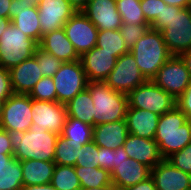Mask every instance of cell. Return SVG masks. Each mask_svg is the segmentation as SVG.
<instances>
[{
	"mask_svg": "<svg viewBox=\"0 0 191 190\" xmlns=\"http://www.w3.org/2000/svg\"><path fill=\"white\" fill-rule=\"evenodd\" d=\"M9 72L12 92L18 94H30L34 86L43 78L34 56L12 67Z\"/></svg>",
	"mask_w": 191,
	"mask_h": 190,
	"instance_id": "44dd1931",
	"label": "cell"
},
{
	"mask_svg": "<svg viewBox=\"0 0 191 190\" xmlns=\"http://www.w3.org/2000/svg\"><path fill=\"white\" fill-rule=\"evenodd\" d=\"M13 158V154H1L0 153V171L6 165L8 161Z\"/></svg>",
	"mask_w": 191,
	"mask_h": 190,
	"instance_id": "816d5d0a",
	"label": "cell"
},
{
	"mask_svg": "<svg viewBox=\"0 0 191 190\" xmlns=\"http://www.w3.org/2000/svg\"><path fill=\"white\" fill-rule=\"evenodd\" d=\"M14 138L15 136L13 134L0 127L1 154H14Z\"/></svg>",
	"mask_w": 191,
	"mask_h": 190,
	"instance_id": "7bdbcfd3",
	"label": "cell"
},
{
	"mask_svg": "<svg viewBox=\"0 0 191 190\" xmlns=\"http://www.w3.org/2000/svg\"><path fill=\"white\" fill-rule=\"evenodd\" d=\"M34 57L41 69L42 77H53L64 63L54 55L43 51L40 47L34 53Z\"/></svg>",
	"mask_w": 191,
	"mask_h": 190,
	"instance_id": "836d02e7",
	"label": "cell"
},
{
	"mask_svg": "<svg viewBox=\"0 0 191 190\" xmlns=\"http://www.w3.org/2000/svg\"><path fill=\"white\" fill-rule=\"evenodd\" d=\"M10 24H11L10 18L0 17V38L4 33L5 29H7L10 26Z\"/></svg>",
	"mask_w": 191,
	"mask_h": 190,
	"instance_id": "f907efd6",
	"label": "cell"
},
{
	"mask_svg": "<svg viewBox=\"0 0 191 190\" xmlns=\"http://www.w3.org/2000/svg\"><path fill=\"white\" fill-rule=\"evenodd\" d=\"M123 148L129 158L135 159L151 169L163 160L158 144L154 139L142 138L128 133Z\"/></svg>",
	"mask_w": 191,
	"mask_h": 190,
	"instance_id": "ffe728a7",
	"label": "cell"
},
{
	"mask_svg": "<svg viewBox=\"0 0 191 190\" xmlns=\"http://www.w3.org/2000/svg\"><path fill=\"white\" fill-rule=\"evenodd\" d=\"M76 11H82L89 0H67Z\"/></svg>",
	"mask_w": 191,
	"mask_h": 190,
	"instance_id": "7dc6e473",
	"label": "cell"
},
{
	"mask_svg": "<svg viewBox=\"0 0 191 190\" xmlns=\"http://www.w3.org/2000/svg\"><path fill=\"white\" fill-rule=\"evenodd\" d=\"M112 185L126 188L151 177V168L129 158L123 146L115 150V163L109 171Z\"/></svg>",
	"mask_w": 191,
	"mask_h": 190,
	"instance_id": "30bf717a",
	"label": "cell"
},
{
	"mask_svg": "<svg viewBox=\"0 0 191 190\" xmlns=\"http://www.w3.org/2000/svg\"><path fill=\"white\" fill-rule=\"evenodd\" d=\"M37 9L40 21V41L44 34L62 29L77 12L67 0H41Z\"/></svg>",
	"mask_w": 191,
	"mask_h": 190,
	"instance_id": "5bb4252c",
	"label": "cell"
},
{
	"mask_svg": "<svg viewBox=\"0 0 191 190\" xmlns=\"http://www.w3.org/2000/svg\"><path fill=\"white\" fill-rule=\"evenodd\" d=\"M87 89L94 103V126L125 120L127 94L114 91L105 81L88 82Z\"/></svg>",
	"mask_w": 191,
	"mask_h": 190,
	"instance_id": "277c9868",
	"label": "cell"
},
{
	"mask_svg": "<svg viewBox=\"0 0 191 190\" xmlns=\"http://www.w3.org/2000/svg\"><path fill=\"white\" fill-rule=\"evenodd\" d=\"M81 190H111V186H104L99 188H81Z\"/></svg>",
	"mask_w": 191,
	"mask_h": 190,
	"instance_id": "f5cc1de1",
	"label": "cell"
},
{
	"mask_svg": "<svg viewBox=\"0 0 191 190\" xmlns=\"http://www.w3.org/2000/svg\"><path fill=\"white\" fill-rule=\"evenodd\" d=\"M157 190H191V175L163 159L151 169Z\"/></svg>",
	"mask_w": 191,
	"mask_h": 190,
	"instance_id": "ac0fdd59",
	"label": "cell"
},
{
	"mask_svg": "<svg viewBox=\"0 0 191 190\" xmlns=\"http://www.w3.org/2000/svg\"><path fill=\"white\" fill-rule=\"evenodd\" d=\"M52 79L56 88L57 102L65 105L88 85L80 60L64 62Z\"/></svg>",
	"mask_w": 191,
	"mask_h": 190,
	"instance_id": "9c48e42d",
	"label": "cell"
},
{
	"mask_svg": "<svg viewBox=\"0 0 191 190\" xmlns=\"http://www.w3.org/2000/svg\"><path fill=\"white\" fill-rule=\"evenodd\" d=\"M152 81L177 100L186 90L191 76L182 58L171 56Z\"/></svg>",
	"mask_w": 191,
	"mask_h": 190,
	"instance_id": "8fae6325",
	"label": "cell"
},
{
	"mask_svg": "<svg viewBox=\"0 0 191 190\" xmlns=\"http://www.w3.org/2000/svg\"><path fill=\"white\" fill-rule=\"evenodd\" d=\"M159 117L151 111L128 106L125 116L128 133L142 138L154 139Z\"/></svg>",
	"mask_w": 191,
	"mask_h": 190,
	"instance_id": "7402d4cb",
	"label": "cell"
},
{
	"mask_svg": "<svg viewBox=\"0 0 191 190\" xmlns=\"http://www.w3.org/2000/svg\"><path fill=\"white\" fill-rule=\"evenodd\" d=\"M23 185L49 184L55 167L54 161H21Z\"/></svg>",
	"mask_w": 191,
	"mask_h": 190,
	"instance_id": "d4e9b609",
	"label": "cell"
},
{
	"mask_svg": "<svg viewBox=\"0 0 191 190\" xmlns=\"http://www.w3.org/2000/svg\"><path fill=\"white\" fill-rule=\"evenodd\" d=\"M26 1H28V3L33 7V6H38L41 0H26Z\"/></svg>",
	"mask_w": 191,
	"mask_h": 190,
	"instance_id": "db71d44e",
	"label": "cell"
},
{
	"mask_svg": "<svg viewBox=\"0 0 191 190\" xmlns=\"http://www.w3.org/2000/svg\"><path fill=\"white\" fill-rule=\"evenodd\" d=\"M77 150L70 143H66L65 137L58 135L54 154L55 164L74 167L77 160Z\"/></svg>",
	"mask_w": 191,
	"mask_h": 190,
	"instance_id": "d6a6232c",
	"label": "cell"
},
{
	"mask_svg": "<svg viewBox=\"0 0 191 190\" xmlns=\"http://www.w3.org/2000/svg\"><path fill=\"white\" fill-rule=\"evenodd\" d=\"M141 0H116L117 10L123 24H149L140 7Z\"/></svg>",
	"mask_w": 191,
	"mask_h": 190,
	"instance_id": "1f68e13d",
	"label": "cell"
},
{
	"mask_svg": "<svg viewBox=\"0 0 191 190\" xmlns=\"http://www.w3.org/2000/svg\"><path fill=\"white\" fill-rule=\"evenodd\" d=\"M22 186L21 161L13 157L0 171V190H19Z\"/></svg>",
	"mask_w": 191,
	"mask_h": 190,
	"instance_id": "4dcf8cb0",
	"label": "cell"
},
{
	"mask_svg": "<svg viewBox=\"0 0 191 190\" xmlns=\"http://www.w3.org/2000/svg\"><path fill=\"white\" fill-rule=\"evenodd\" d=\"M12 0H0V17L9 18L10 3Z\"/></svg>",
	"mask_w": 191,
	"mask_h": 190,
	"instance_id": "bcb514c9",
	"label": "cell"
},
{
	"mask_svg": "<svg viewBox=\"0 0 191 190\" xmlns=\"http://www.w3.org/2000/svg\"><path fill=\"white\" fill-rule=\"evenodd\" d=\"M127 135L125 120L93 126V142L99 147L116 150L123 146Z\"/></svg>",
	"mask_w": 191,
	"mask_h": 190,
	"instance_id": "cb8c5ba5",
	"label": "cell"
},
{
	"mask_svg": "<svg viewBox=\"0 0 191 190\" xmlns=\"http://www.w3.org/2000/svg\"><path fill=\"white\" fill-rule=\"evenodd\" d=\"M188 10H189V13H190V16H191V1H190V3L188 4Z\"/></svg>",
	"mask_w": 191,
	"mask_h": 190,
	"instance_id": "9f6ffc18",
	"label": "cell"
},
{
	"mask_svg": "<svg viewBox=\"0 0 191 190\" xmlns=\"http://www.w3.org/2000/svg\"><path fill=\"white\" fill-rule=\"evenodd\" d=\"M191 76V50L180 55Z\"/></svg>",
	"mask_w": 191,
	"mask_h": 190,
	"instance_id": "681fc988",
	"label": "cell"
},
{
	"mask_svg": "<svg viewBox=\"0 0 191 190\" xmlns=\"http://www.w3.org/2000/svg\"><path fill=\"white\" fill-rule=\"evenodd\" d=\"M163 6H167L162 0H141L140 7L142 8L146 21L150 24L155 18H160Z\"/></svg>",
	"mask_w": 191,
	"mask_h": 190,
	"instance_id": "f35d334b",
	"label": "cell"
},
{
	"mask_svg": "<svg viewBox=\"0 0 191 190\" xmlns=\"http://www.w3.org/2000/svg\"><path fill=\"white\" fill-rule=\"evenodd\" d=\"M32 99L29 94L13 93L3 104L0 127L14 136L30 129L32 120Z\"/></svg>",
	"mask_w": 191,
	"mask_h": 190,
	"instance_id": "52a82bcc",
	"label": "cell"
},
{
	"mask_svg": "<svg viewBox=\"0 0 191 190\" xmlns=\"http://www.w3.org/2000/svg\"><path fill=\"white\" fill-rule=\"evenodd\" d=\"M99 167L110 171L115 163V150L98 146Z\"/></svg>",
	"mask_w": 191,
	"mask_h": 190,
	"instance_id": "60d3db41",
	"label": "cell"
},
{
	"mask_svg": "<svg viewBox=\"0 0 191 190\" xmlns=\"http://www.w3.org/2000/svg\"><path fill=\"white\" fill-rule=\"evenodd\" d=\"M32 124L61 135L67 118L65 104L32 99Z\"/></svg>",
	"mask_w": 191,
	"mask_h": 190,
	"instance_id": "9a60e30c",
	"label": "cell"
},
{
	"mask_svg": "<svg viewBox=\"0 0 191 190\" xmlns=\"http://www.w3.org/2000/svg\"><path fill=\"white\" fill-rule=\"evenodd\" d=\"M150 28L161 31L172 56H180L191 50V16L188 8L163 6L160 18H155Z\"/></svg>",
	"mask_w": 191,
	"mask_h": 190,
	"instance_id": "6da1fadb",
	"label": "cell"
},
{
	"mask_svg": "<svg viewBox=\"0 0 191 190\" xmlns=\"http://www.w3.org/2000/svg\"><path fill=\"white\" fill-rule=\"evenodd\" d=\"M127 96L129 107L148 110L159 116L176 106V100L152 80L137 86Z\"/></svg>",
	"mask_w": 191,
	"mask_h": 190,
	"instance_id": "ba28073f",
	"label": "cell"
},
{
	"mask_svg": "<svg viewBox=\"0 0 191 190\" xmlns=\"http://www.w3.org/2000/svg\"><path fill=\"white\" fill-rule=\"evenodd\" d=\"M65 106L68 117L94 126V103L87 88L79 92Z\"/></svg>",
	"mask_w": 191,
	"mask_h": 190,
	"instance_id": "4316f807",
	"label": "cell"
},
{
	"mask_svg": "<svg viewBox=\"0 0 191 190\" xmlns=\"http://www.w3.org/2000/svg\"><path fill=\"white\" fill-rule=\"evenodd\" d=\"M117 58L95 46L80 57L88 82L105 81L115 67Z\"/></svg>",
	"mask_w": 191,
	"mask_h": 190,
	"instance_id": "d6986e66",
	"label": "cell"
},
{
	"mask_svg": "<svg viewBox=\"0 0 191 190\" xmlns=\"http://www.w3.org/2000/svg\"><path fill=\"white\" fill-rule=\"evenodd\" d=\"M81 12L99 31L119 30L123 24L116 0H89Z\"/></svg>",
	"mask_w": 191,
	"mask_h": 190,
	"instance_id": "2e32d148",
	"label": "cell"
},
{
	"mask_svg": "<svg viewBox=\"0 0 191 190\" xmlns=\"http://www.w3.org/2000/svg\"><path fill=\"white\" fill-rule=\"evenodd\" d=\"M176 106L191 120V81L184 93L176 100Z\"/></svg>",
	"mask_w": 191,
	"mask_h": 190,
	"instance_id": "b9f144b4",
	"label": "cell"
},
{
	"mask_svg": "<svg viewBox=\"0 0 191 190\" xmlns=\"http://www.w3.org/2000/svg\"><path fill=\"white\" fill-rule=\"evenodd\" d=\"M12 94L10 72L0 66V119L4 101Z\"/></svg>",
	"mask_w": 191,
	"mask_h": 190,
	"instance_id": "ab89813d",
	"label": "cell"
},
{
	"mask_svg": "<svg viewBox=\"0 0 191 190\" xmlns=\"http://www.w3.org/2000/svg\"><path fill=\"white\" fill-rule=\"evenodd\" d=\"M63 29L80 57L96 46L99 30L81 11H77Z\"/></svg>",
	"mask_w": 191,
	"mask_h": 190,
	"instance_id": "4fadbf2b",
	"label": "cell"
},
{
	"mask_svg": "<svg viewBox=\"0 0 191 190\" xmlns=\"http://www.w3.org/2000/svg\"><path fill=\"white\" fill-rule=\"evenodd\" d=\"M129 52L134 56L141 73L150 81L172 56L164 42L161 31L152 28H149Z\"/></svg>",
	"mask_w": 191,
	"mask_h": 190,
	"instance_id": "3957f363",
	"label": "cell"
},
{
	"mask_svg": "<svg viewBox=\"0 0 191 190\" xmlns=\"http://www.w3.org/2000/svg\"><path fill=\"white\" fill-rule=\"evenodd\" d=\"M167 5L178 6L180 8H187L191 0H162Z\"/></svg>",
	"mask_w": 191,
	"mask_h": 190,
	"instance_id": "c3c4849f",
	"label": "cell"
},
{
	"mask_svg": "<svg viewBox=\"0 0 191 190\" xmlns=\"http://www.w3.org/2000/svg\"><path fill=\"white\" fill-rule=\"evenodd\" d=\"M168 160L174 167L191 175V143L182 150L169 156Z\"/></svg>",
	"mask_w": 191,
	"mask_h": 190,
	"instance_id": "74e56055",
	"label": "cell"
},
{
	"mask_svg": "<svg viewBox=\"0 0 191 190\" xmlns=\"http://www.w3.org/2000/svg\"><path fill=\"white\" fill-rule=\"evenodd\" d=\"M29 96L39 101L57 102L56 88L52 77H43L32 89Z\"/></svg>",
	"mask_w": 191,
	"mask_h": 190,
	"instance_id": "e575fe53",
	"label": "cell"
},
{
	"mask_svg": "<svg viewBox=\"0 0 191 190\" xmlns=\"http://www.w3.org/2000/svg\"><path fill=\"white\" fill-rule=\"evenodd\" d=\"M111 190H126V189L112 185V186H111Z\"/></svg>",
	"mask_w": 191,
	"mask_h": 190,
	"instance_id": "11a10c76",
	"label": "cell"
},
{
	"mask_svg": "<svg viewBox=\"0 0 191 190\" xmlns=\"http://www.w3.org/2000/svg\"><path fill=\"white\" fill-rule=\"evenodd\" d=\"M57 190H81L75 167L55 164L50 182Z\"/></svg>",
	"mask_w": 191,
	"mask_h": 190,
	"instance_id": "f546056e",
	"label": "cell"
},
{
	"mask_svg": "<svg viewBox=\"0 0 191 190\" xmlns=\"http://www.w3.org/2000/svg\"><path fill=\"white\" fill-rule=\"evenodd\" d=\"M39 47L63 62L80 60V56L67 38L63 28L44 34L39 43Z\"/></svg>",
	"mask_w": 191,
	"mask_h": 190,
	"instance_id": "603a6c76",
	"label": "cell"
},
{
	"mask_svg": "<svg viewBox=\"0 0 191 190\" xmlns=\"http://www.w3.org/2000/svg\"><path fill=\"white\" fill-rule=\"evenodd\" d=\"M76 175L78 176L81 188H99L104 186H112L110 172L100 167H81L74 166Z\"/></svg>",
	"mask_w": 191,
	"mask_h": 190,
	"instance_id": "83f0119b",
	"label": "cell"
},
{
	"mask_svg": "<svg viewBox=\"0 0 191 190\" xmlns=\"http://www.w3.org/2000/svg\"><path fill=\"white\" fill-rule=\"evenodd\" d=\"M39 43L29 38L12 23L0 38V66L10 70L34 56Z\"/></svg>",
	"mask_w": 191,
	"mask_h": 190,
	"instance_id": "8992f818",
	"label": "cell"
},
{
	"mask_svg": "<svg viewBox=\"0 0 191 190\" xmlns=\"http://www.w3.org/2000/svg\"><path fill=\"white\" fill-rule=\"evenodd\" d=\"M61 136L66 138V143L80 149L93 140V126L67 116Z\"/></svg>",
	"mask_w": 191,
	"mask_h": 190,
	"instance_id": "484cf974",
	"label": "cell"
},
{
	"mask_svg": "<svg viewBox=\"0 0 191 190\" xmlns=\"http://www.w3.org/2000/svg\"><path fill=\"white\" fill-rule=\"evenodd\" d=\"M9 18L21 32L40 43V21L37 6L32 7L26 0H12Z\"/></svg>",
	"mask_w": 191,
	"mask_h": 190,
	"instance_id": "e0dca14e",
	"label": "cell"
},
{
	"mask_svg": "<svg viewBox=\"0 0 191 190\" xmlns=\"http://www.w3.org/2000/svg\"><path fill=\"white\" fill-rule=\"evenodd\" d=\"M57 139V134L32 124L28 131L15 135L13 157L20 161H54Z\"/></svg>",
	"mask_w": 191,
	"mask_h": 190,
	"instance_id": "5b68a950",
	"label": "cell"
},
{
	"mask_svg": "<svg viewBox=\"0 0 191 190\" xmlns=\"http://www.w3.org/2000/svg\"><path fill=\"white\" fill-rule=\"evenodd\" d=\"M154 141L163 159L191 143V120L175 106L159 117Z\"/></svg>",
	"mask_w": 191,
	"mask_h": 190,
	"instance_id": "7a4b0ae2",
	"label": "cell"
},
{
	"mask_svg": "<svg viewBox=\"0 0 191 190\" xmlns=\"http://www.w3.org/2000/svg\"><path fill=\"white\" fill-rule=\"evenodd\" d=\"M126 190H157L156 185L151 177L145 181L139 182L136 185L125 188Z\"/></svg>",
	"mask_w": 191,
	"mask_h": 190,
	"instance_id": "ee69618b",
	"label": "cell"
},
{
	"mask_svg": "<svg viewBox=\"0 0 191 190\" xmlns=\"http://www.w3.org/2000/svg\"><path fill=\"white\" fill-rule=\"evenodd\" d=\"M146 81L147 79L141 73L134 56L130 52L121 55L116 60L115 67L105 80L111 89L127 95Z\"/></svg>",
	"mask_w": 191,
	"mask_h": 190,
	"instance_id": "7c38bea8",
	"label": "cell"
},
{
	"mask_svg": "<svg viewBox=\"0 0 191 190\" xmlns=\"http://www.w3.org/2000/svg\"><path fill=\"white\" fill-rule=\"evenodd\" d=\"M76 157L77 160L75 166L91 168L99 167L98 146L93 142V140L78 149Z\"/></svg>",
	"mask_w": 191,
	"mask_h": 190,
	"instance_id": "d590c367",
	"label": "cell"
},
{
	"mask_svg": "<svg viewBox=\"0 0 191 190\" xmlns=\"http://www.w3.org/2000/svg\"><path fill=\"white\" fill-rule=\"evenodd\" d=\"M149 28L150 24H122L119 31L127 47L131 49Z\"/></svg>",
	"mask_w": 191,
	"mask_h": 190,
	"instance_id": "8d00e7d4",
	"label": "cell"
},
{
	"mask_svg": "<svg viewBox=\"0 0 191 190\" xmlns=\"http://www.w3.org/2000/svg\"><path fill=\"white\" fill-rule=\"evenodd\" d=\"M96 46L112 53L117 59L130 51L119 30L98 31Z\"/></svg>",
	"mask_w": 191,
	"mask_h": 190,
	"instance_id": "f1b7e54d",
	"label": "cell"
},
{
	"mask_svg": "<svg viewBox=\"0 0 191 190\" xmlns=\"http://www.w3.org/2000/svg\"><path fill=\"white\" fill-rule=\"evenodd\" d=\"M19 190H57L51 183L43 185H23Z\"/></svg>",
	"mask_w": 191,
	"mask_h": 190,
	"instance_id": "f6af8a7d",
	"label": "cell"
}]
</instances>
